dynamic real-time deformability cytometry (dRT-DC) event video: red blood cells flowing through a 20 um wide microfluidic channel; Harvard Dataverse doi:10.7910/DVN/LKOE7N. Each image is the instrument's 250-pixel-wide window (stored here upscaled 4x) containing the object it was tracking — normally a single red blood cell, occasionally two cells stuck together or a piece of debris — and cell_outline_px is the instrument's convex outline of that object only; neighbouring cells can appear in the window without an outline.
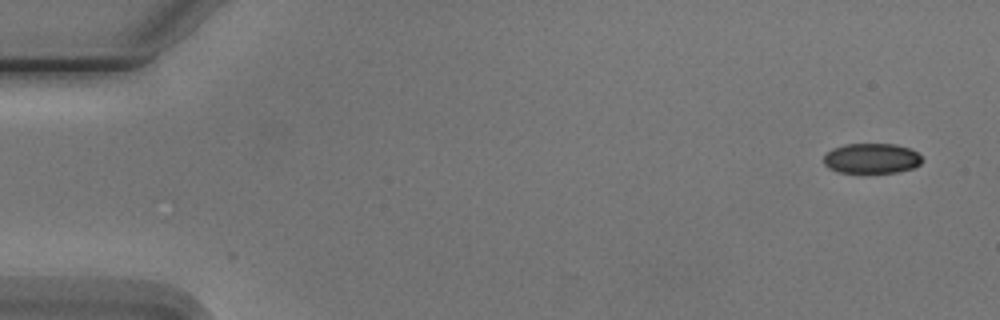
{"species": "Egyptian fruit bat (a non-hibernating species)", "species_latin": "Rousettus aegyptiacus", "temperature_condition": "cold", "stored_images_in_passage": 5, "camera_frame_rate_fps": 3000, "um_per_image_px": 0.085, "animal": {"sex": "male"}, "frame": {"image": 1, "passage_image": 1, "time_ms": 0.0, "image_size_px": [1000, 320], "cell_outline_px": [[924, 160], [920, 164], [912, 168], [896, 172], [840, 172], [828, 168], [824, 164], [824, 156], [832, 148], [844, 144], [896, 144], [908, 148], [916, 152]], "centroid_in_image_um": [74.08, 13.45], "position_along_channel_um": 10.9, "area_um2": 17.17}}